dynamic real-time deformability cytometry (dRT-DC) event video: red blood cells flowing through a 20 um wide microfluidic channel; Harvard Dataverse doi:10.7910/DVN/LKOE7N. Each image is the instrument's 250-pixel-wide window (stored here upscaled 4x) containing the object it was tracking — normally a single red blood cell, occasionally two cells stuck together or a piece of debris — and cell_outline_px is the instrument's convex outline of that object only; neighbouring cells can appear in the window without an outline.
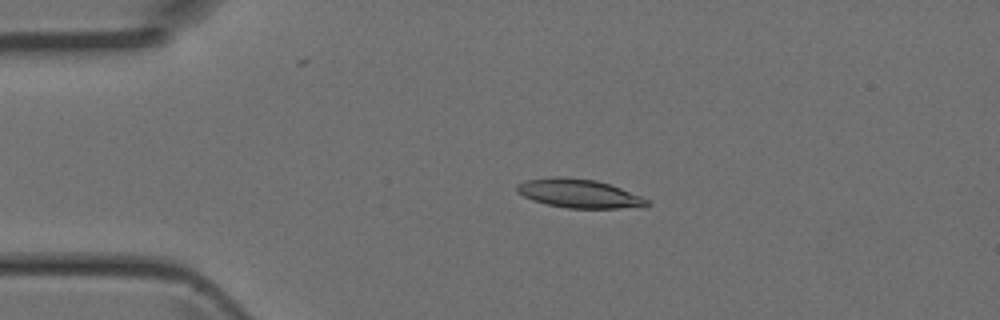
{"species": "Egyptian fruit bat (a non-hibernating species)", "species_latin": "Rousettus aegyptiacus", "temperature_condition": "room temperature", "stored_images_in_passage": 5, "camera_frame_rate_fps": 3000, "um_per_image_px": 0.085, "animal": {"sex": "female"}, "frame": {"image": 1, "passage_image": 3, "time_ms": 0.667, "image_size_px": [1000, 320], "cell_outline_px": [[652, 204], [648, 208], [568, 208], [548, 204], [532, 200], [516, 192], [516, 184], [524, 180], [556, 176], [596, 180], [620, 188], [652, 200]], "centroid_in_image_um": [49.28, 16.46], "position_along_channel_um": 35.7, "area_um2": 22.08}}
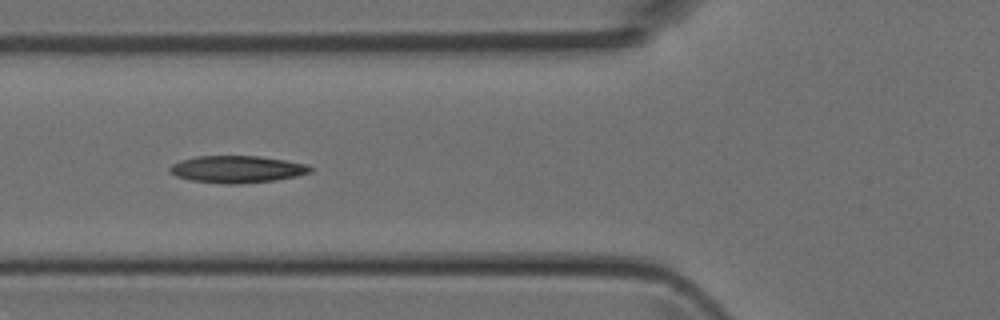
{"frame": {"image": 2, "passage_image": 5, "time_ms": 1.333, "image_size_px": [1000, 320], "cell_outline_px": [[312, 172], [296, 176], [272, 180], [236, 184], [228, 184], [192, 180], [176, 176], [168, 172], [168, 168], [172, 164], [180, 160], [196, 156], [260, 156], [284, 160], [304, 164], [312, 168]], "centroid_in_image_um": [20.09, 14.38], "position_along_channel_um": 105.7, "area_um2": 21.96}}